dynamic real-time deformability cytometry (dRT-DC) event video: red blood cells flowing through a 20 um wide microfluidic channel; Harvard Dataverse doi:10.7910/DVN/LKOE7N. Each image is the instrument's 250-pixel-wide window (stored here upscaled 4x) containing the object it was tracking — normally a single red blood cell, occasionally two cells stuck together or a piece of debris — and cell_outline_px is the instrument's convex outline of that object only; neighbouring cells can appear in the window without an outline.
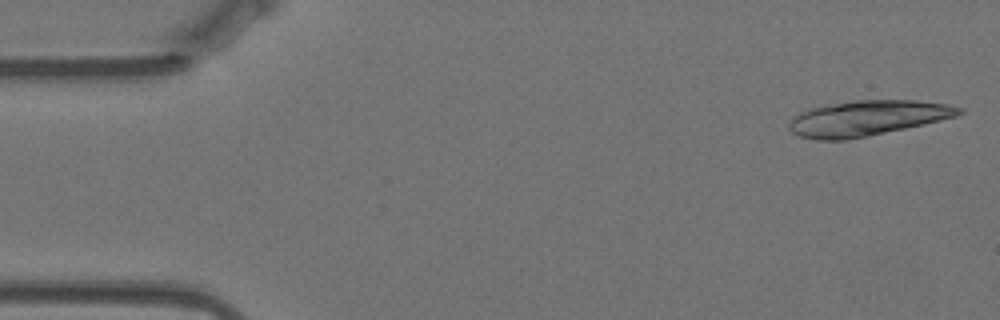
{"species": "Egyptian fruit bat (a non-hibernating species)", "species_latin": "Rousettus aegyptiacus", "temperature_condition": "warm", "stored_images_in_passage": 17, "camera_frame_rate_fps": 3000, "um_per_image_px": 0.085, "animal": {"sex": "female"}, "frame": {"image": 1, "passage_image": 1, "time_ms": 0.0, "image_size_px": [1000, 320], "cell_outline_px": [[964, 112], [956, 116], [924, 124], [844, 140], [816, 140], [800, 136], [792, 132], [788, 128], [788, 124], [792, 116], [800, 112], [824, 104], [856, 100], [916, 100], [948, 104], [964, 108]], "centroid_in_image_um": [73.69, 10.03], "position_along_channel_um": 11.3, "area_um2": 34.85}}